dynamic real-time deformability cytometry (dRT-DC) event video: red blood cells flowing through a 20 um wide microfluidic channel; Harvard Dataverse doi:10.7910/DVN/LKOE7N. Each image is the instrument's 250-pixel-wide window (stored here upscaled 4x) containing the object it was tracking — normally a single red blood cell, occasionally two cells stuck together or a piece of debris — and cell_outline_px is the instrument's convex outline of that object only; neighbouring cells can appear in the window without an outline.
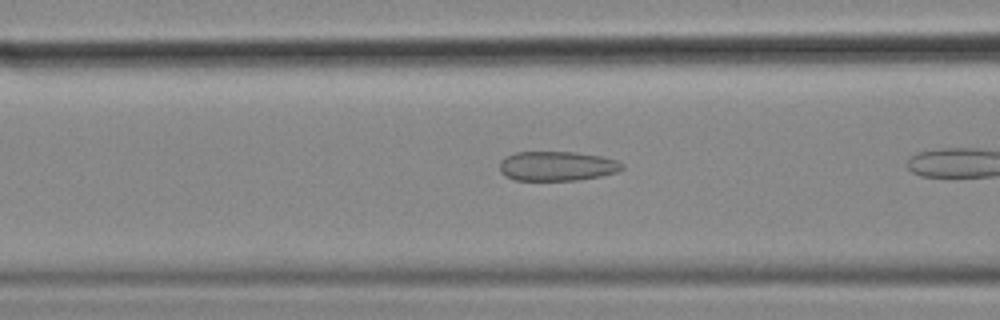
{"species": "common noctule bat (a hibernating species)", "species_latin": "Nyctalus noctula", "temperature_condition": "cold", "stored_images_in_passage": 8, "camera_frame_rate_fps": 3000, "um_per_image_px": 0.085, "animal": {"sex": "female", "body_mass_g": 18.4}, "frame": {"image": 1, "passage_image": 6, "time_ms": 1.667, "image_size_px": [1000, 320], "cell_outline_px": [[624, 168], [616, 172], [600, 176], [576, 180], [516, 180], [504, 176], [500, 172], [500, 160], [516, 152], [576, 152], [600, 156], [616, 160], [624, 164]], "centroid_in_image_um": [47.34, 14.11], "position_along_channel_um": 119.3, "area_um2": 21.04}}